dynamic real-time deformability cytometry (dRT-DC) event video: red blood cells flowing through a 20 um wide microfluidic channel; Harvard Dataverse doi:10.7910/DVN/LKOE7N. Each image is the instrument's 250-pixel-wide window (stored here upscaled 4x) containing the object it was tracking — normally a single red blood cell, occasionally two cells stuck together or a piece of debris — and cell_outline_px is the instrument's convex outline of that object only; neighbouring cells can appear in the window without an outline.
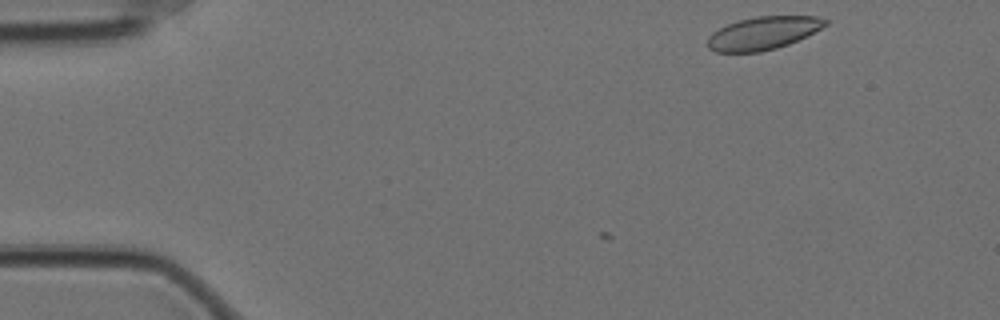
{"species": "Egyptian fruit bat (a non-hibernating species)", "species_latin": "Rousettus aegyptiacus", "temperature_condition": "cold", "stored_images_in_passage": 5, "camera_frame_rate_fps": 3000, "um_per_image_px": 0.085, "animal": {"sex": "female"}, "frame": {"image": 1, "passage_image": 2, "time_ms": 0.333, "image_size_px": [1000, 320], "cell_outline_px": [[828, 24], [788, 44], [776, 48], [760, 52], [716, 52], [708, 48], [708, 36], [712, 32], [728, 24], [740, 20], [756, 16], [816, 16], [828, 20]], "centroid_in_image_um": [64.83, 2.81], "position_along_channel_um": 20.2, "area_um2": 22.31}}